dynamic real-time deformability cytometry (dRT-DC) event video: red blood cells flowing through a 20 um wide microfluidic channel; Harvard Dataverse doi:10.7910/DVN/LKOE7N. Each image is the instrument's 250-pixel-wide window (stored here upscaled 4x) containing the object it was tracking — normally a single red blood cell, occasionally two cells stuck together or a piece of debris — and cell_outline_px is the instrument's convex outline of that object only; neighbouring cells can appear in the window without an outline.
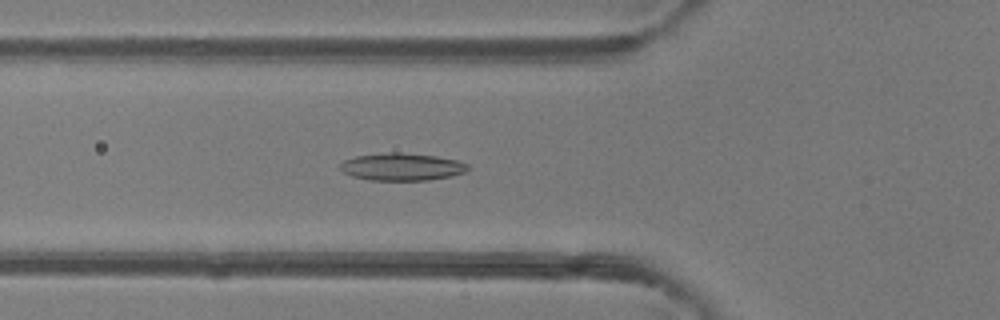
{"species": "common noctule bat (a hibernating species)", "species_latin": "Nyctalus noctula", "temperature_condition": "room temperature", "stored_images_in_passage": 44, "camera_frame_rate_fps": 3000, "um_per_image_px": 0.085, "animal": {"sex": "female"}, "frame": {"image": 1, "passage_image": 12, "time_ms": 3.667, "image_size_px": [1000, 320], "cell_outline_px": [[468, 168], [464, 172], [452, 176], [428, 180], [368, 180], [352, 176], [344, 172], [340, 168], [340, 164], [344, 160], [356, 156], [392, 152], [400, 152], [436, 156], [456, 160], [468, 164]], "centroid_in_image_um": [34.15, 14.18], "position_along_channel_um": 91.6, "area_um2": 20.29}}
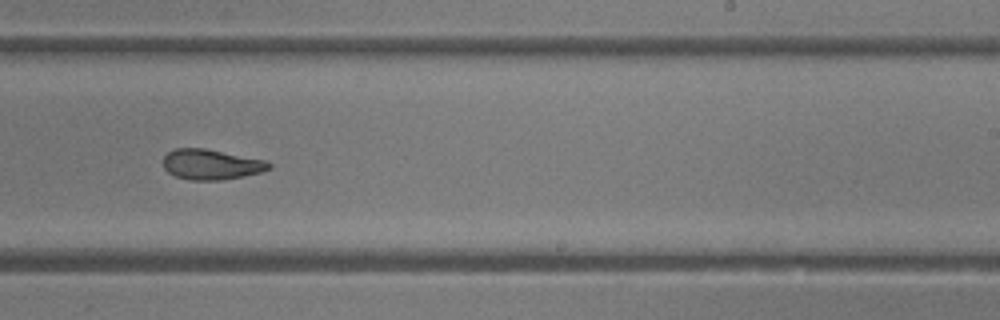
{"frame": {"image": 2, "passage_image": 25, "time_ms": 8.0, "image_size_px": [1000, 320], "cell_outline_px": [[272, 168], [260, 172], [220, 180], [192, 180], [176, 176], [168, 172], [164, 168], [164, 156], [168, 152], [176, 148], [204, 148], [264, 160], [272, 164]], "centroid_in_image_um": [17.93, 13.97], "position_along_channel_um": 271.1, "area_um2": 18.38}}
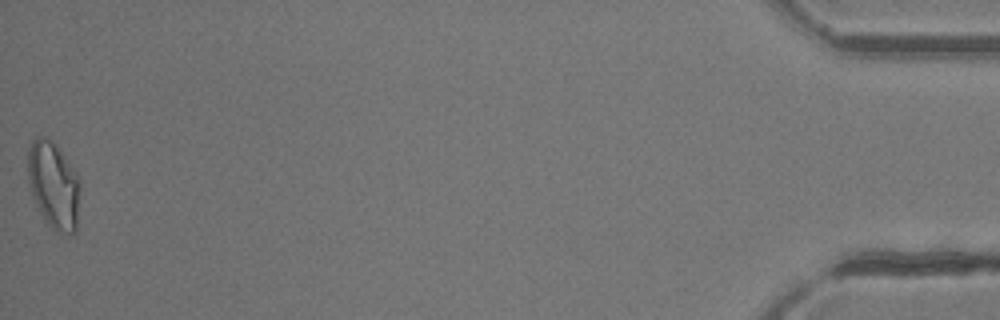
{"frame": {"image": 3, "passage_image": 44, "time_ms": 14.333, "image_size_px": [1000, 320], "cell_outline_px": [[80, 192], [76, 232], [72, 236], [56, 232], [44, 220], [36, 208], [32, 196], [28, 180], [28, 152], [32, 140], [36, 136], [44, 136], [56, 144], [76, 172], [80, 180]], "centroid_in_image_um": [4.57, 15.78], "position_along_channel_um": 430.6, "area_um2": 27.05}, "authors_computed_cell_mechanics": {"area_um2": 20.0277, "velocity_mm_per_s": 4.1327, "shape_relaxation_time_tau1_ms": 5.9651, "shape_relaxation_time_tau2_ms": 3.2812, "deformation_change_tau1": 0.1847, "deformation_change_tau2": 0.109}}